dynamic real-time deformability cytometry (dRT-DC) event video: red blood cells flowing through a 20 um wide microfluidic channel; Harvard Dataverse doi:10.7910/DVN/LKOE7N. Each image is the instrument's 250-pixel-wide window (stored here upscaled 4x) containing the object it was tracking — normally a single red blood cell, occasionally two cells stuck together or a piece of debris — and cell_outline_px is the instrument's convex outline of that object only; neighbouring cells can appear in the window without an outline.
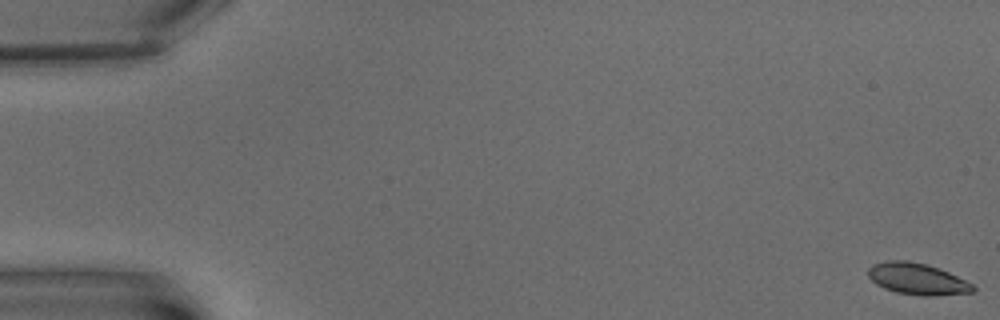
{"species": "common noctule bat (a hibernating species)", "species_latin": "Nyctalus noctula", "temperature_condition": "warm", "stored_images_in_passage": 9, "camera_frame_rate_fps": 3000, "um_per_image_px": 0.085, "animal": {"sex": "male", "body_mass_g": 15.6}, "frame": {"image": 1, "passage_image": 1, "time_ms": 0.0, "image_size_px": [1000, 320], "cell_outline_px": [[976, 288], [972, 292], [932, 296], [924, 296], [896, 292], [884, 288], [876, 284], [868, 276], [868, 268], [872, 264], [888, 260], [908, 260], [940, 268], [972, 284]], "centroid_in_image_um": [77.94, 23.7], "position_along_channel_um": 7.1, "area_um2": 19.13}}
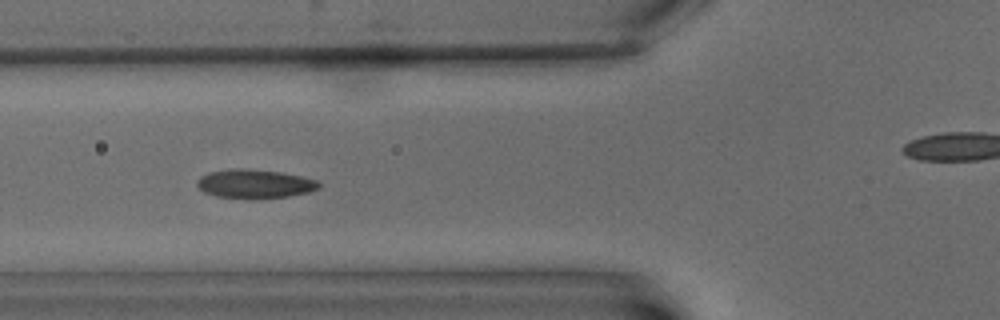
{"frame": {"image": 2, "passage_image": 7, "time_ms": 8.333, "image_size_px": [1000, 320], "cell_outline_px": [[320, 188], [308, 192], [288, 196], [256, 200], [252, 200], [216, 196], [204, 192], [196, 184], [196, 180], [200, 176], [208, 172], [232, 168], [244, 168], [280, 172], [300, 176], [316, 180], [320, 184]], "centroid_in_image_um": [21.61, 15.64], "position_along_channel_um": 104.2, "area_um2": 20.81}}